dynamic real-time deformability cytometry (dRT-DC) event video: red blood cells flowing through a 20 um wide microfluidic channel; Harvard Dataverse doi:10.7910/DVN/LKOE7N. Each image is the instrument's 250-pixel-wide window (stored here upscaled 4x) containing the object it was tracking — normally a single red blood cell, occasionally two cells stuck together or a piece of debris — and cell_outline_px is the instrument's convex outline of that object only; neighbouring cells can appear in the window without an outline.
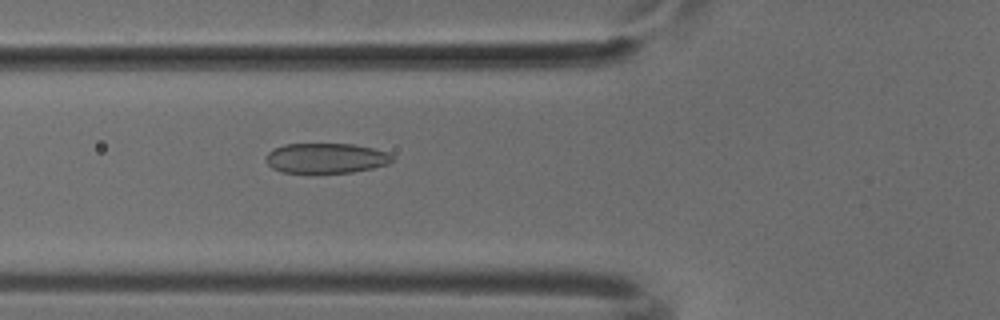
{"species": "common noctule bat (a hibernating species)", "species_latin": "Nyctalus noctula", "temperature_condition": "cold", "stored_images_in_passage": 34, "camera_frame_rate_fps": 3000, "um_per_image_px": 0.085, "animal": {"sex": "male", "body_mass_g": 18.8}, "frame": {"image": 1, "passage_image": 4, "time_ms": 1.0, "image_size_px": [1000, 320], "cell_outline_px": [[392, 160], [388, 164], [372, 168], [352, 172], [308, 176], [280, 172], [272, 168], [268, 164], [264, 156], [272, 148], [284, 144], [356, 144], [388, 152], [392, 156]], "centroid_in_image_um": [27.63, 13.49], "position_along_channel_um": 98.2, "area_um2": 23.18}}
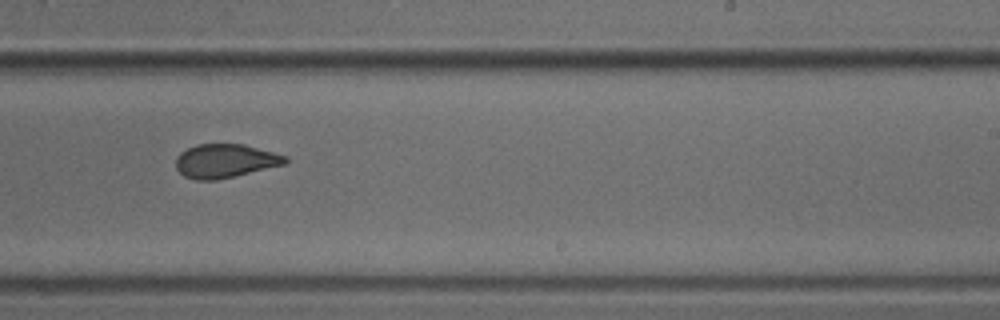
{"frame": {"image": 2, "passage_image": 17, "time_ms": 5.333, "image_size_px": [1000, 320], "cell_outline_px": [[288, 160], [284, 164], [216, 180], [196, 180], [184, 176], [176, 168], [176, 156], [180, 152], [196, 144], [244, 144], [288, 156]], "centroid_in_image_um": [19.11, 13.67], "position_along_channel_um": 269.9, "area_um2": 21.39}}
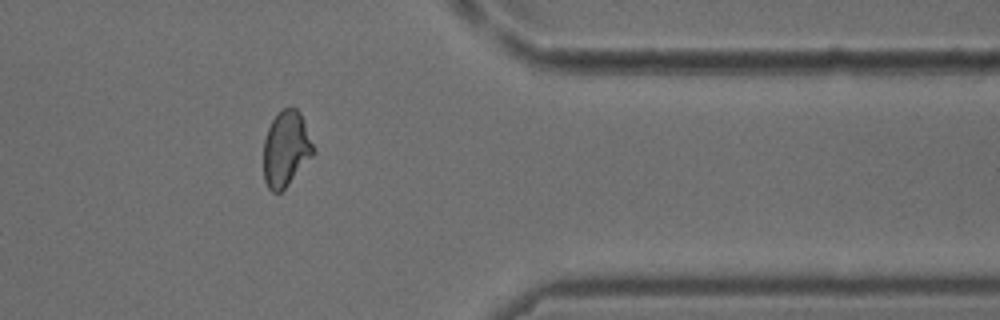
{"frame": {"image": 3, "passage_image": 27, "time_ms": 8.667, "image_size_px": [1000, 320], "cell_outline_px": [[316, 152], [288, 184], [280, 192], [272, 192], [268, 188], [264, 180], [264, 140], [268, 128], [272, 120], [280, 108], [296, 108], [300, 112], [316, 148]], "centroid_in_image_um": [24.32, 12.63], "position_along_channel_um": 387.1, "area_um2": 22.02}}